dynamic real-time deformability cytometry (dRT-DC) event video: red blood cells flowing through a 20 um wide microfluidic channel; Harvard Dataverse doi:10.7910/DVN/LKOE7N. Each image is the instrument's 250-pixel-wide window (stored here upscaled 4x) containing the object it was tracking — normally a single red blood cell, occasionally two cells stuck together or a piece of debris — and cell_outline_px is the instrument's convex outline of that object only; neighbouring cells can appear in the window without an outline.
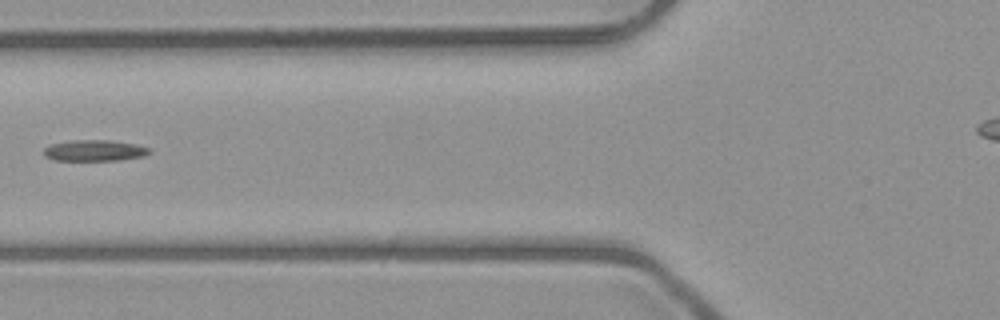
{"species": "common noctule bat (a hibernating species)", "species_latin": "Nyctalus noctula", "temperature_condition": "room temperature", "stored_images_in_passage": 5, "camera_frame_rate_fps": 3000, "um_per_image_px": 0.085, "animal": {"sex": "male", "body_mass_g": 23.1, "forearm_length_mm": 52.7}, "frame": {"image": 1, "passage_image": 4, "time_ms": 3.667, "image_size_px": [1000, 320], "cell_outline_px": [[152, 152], [144, 156], [120, 160], [56, 160], [44, 156], [44, 148], [52, 144], [72, 140], [108, 140], [132, 144], [148, 148]], "centroid_in_image_um": [8.02, 12.8], "position_along_channel_um": 117.8, "area_um2": 12.77}}
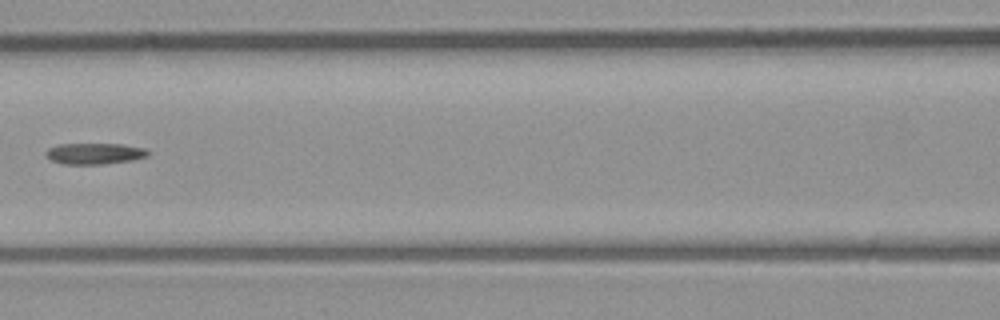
{"frame": {"image": 2, "passage_image": 5, "time_ms": 4.667, "image_size_px": [1000, 320], "cell_outline_px": [[148, 156], [132, 160], [104, 164], [64, 164], [52, 160], [48, 156], [48, 148], [60, 144], [120, 144], [144, 148], [148, 152]], "centroid_in_image_um": [8.07, 13.05], "position_along_channel_um": 158.5, "area_um2": 12.31}}